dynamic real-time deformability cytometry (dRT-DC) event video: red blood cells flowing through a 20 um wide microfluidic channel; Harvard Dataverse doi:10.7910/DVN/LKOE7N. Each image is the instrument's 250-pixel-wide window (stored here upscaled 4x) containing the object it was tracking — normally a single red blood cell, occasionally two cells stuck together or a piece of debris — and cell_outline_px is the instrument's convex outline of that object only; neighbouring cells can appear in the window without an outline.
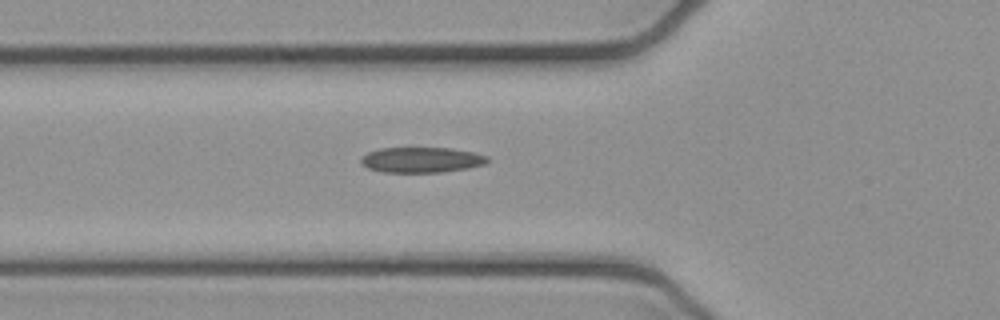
{"species": "common noctule bat (a hibernating species)", "species_latin": "Nyctalus noctula", "temperature_condition": "cold", "stored_images_in_passage": 2, "camera_frame_rate_fps": 3000, "um_per_image_px": 0.085, "animal": {"sex": "female", "body_mass_g": 21.9}, "frame": {"image": 1, "passage_image": 2, "time_ms": 0.333, "image_size_px": [1000, 320], "cell_outline_px": [[488, 160], [484, 164], [468, 168], [440, 172], [384, 172], [368, 168], [360, 164], [360, 156], [368, 152], [380, 148], [452, 148], [472, 152], [488, 156]], "centroid_in_image_um": [35.78, 13.58], "position_along_channel_um": 90.0, "area_um2": 18.73}}